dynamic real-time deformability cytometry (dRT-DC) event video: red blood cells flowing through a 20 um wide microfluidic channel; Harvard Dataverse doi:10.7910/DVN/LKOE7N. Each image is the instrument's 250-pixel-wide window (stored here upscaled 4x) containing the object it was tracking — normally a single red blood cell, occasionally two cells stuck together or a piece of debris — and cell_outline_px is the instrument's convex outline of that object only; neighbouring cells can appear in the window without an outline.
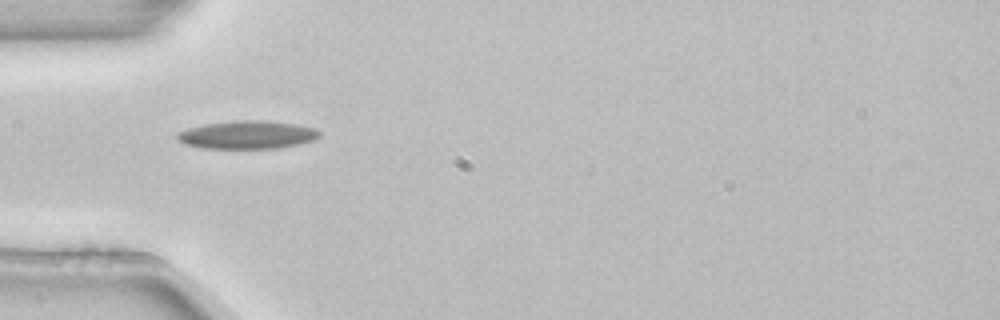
{"species": "common noctule bat (a hibernating species)", "species_latin": "Nyctalus noctula", "temperature_condition": "room temperature", "stored_images_in_passage": 2, "camera_frame_rate_fps": 3000, "um_per_image_px": 0.085, "animal": {"sex": "female", "body_mass_g": 22.7, "forearm_length_mm": 54.2}, "frame": {"image": 1, "passage_image": 1, "time_ms": 0.0, "image_size_px": [1000, 320], "cell_outline_px": [[320, 136], [316, 140], [300, 144], [276, 148], [200, 148], [184, 144], [176, 136], [176, 132], [188, 128], [204, 124], [236, 120], [264, 120], [296, 124], [316, 128], [320, 132]], "centroid_in_image_um": [21.04, 11.45], "position_along_channel_um": 64.0, "area_um2": 23.47}}